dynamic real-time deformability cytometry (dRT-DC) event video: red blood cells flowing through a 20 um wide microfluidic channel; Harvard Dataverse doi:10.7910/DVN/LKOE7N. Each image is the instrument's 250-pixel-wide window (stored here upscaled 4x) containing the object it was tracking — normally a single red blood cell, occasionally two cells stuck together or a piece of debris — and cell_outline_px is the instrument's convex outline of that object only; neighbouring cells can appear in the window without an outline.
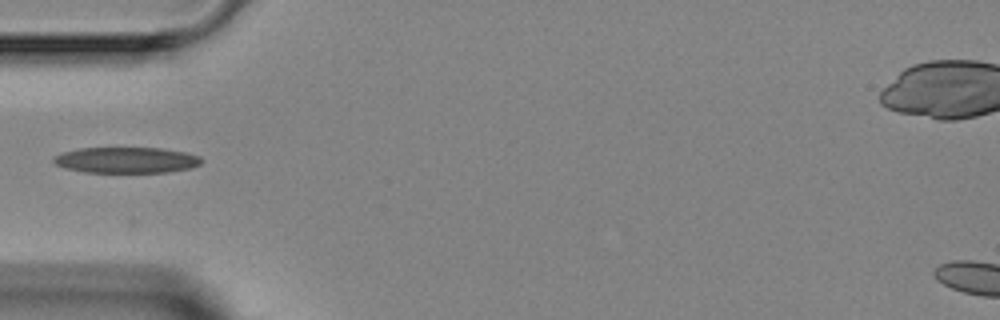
{"species": "Egyptian fruit bat (a non-hibernating species)", "species_latin": "Rousettus aegyptiacus", "temperature_condition": "room temperature", "stored_images_in_passage": 6, "camera_frame_rate_fps": 3000, "um_per_image_px": 0.085, "animal": {"sex": "female"}, "frame": {"image": 1, "passage_image": 5, "time_ms": 4.667, "image_size_px": [1000, 320], "cell_outline_px": [[204, 160], [200, 164], [192, 168], [168, 172], [84, 172], [64, 168], [56, 164], [52, 160], [52, 156], [60, 152], [80, 148], [160, 148], [184, 152], [200, 156]], "centroid_in_image_um": [10.72, 13.6], "position_along_channel_um": 74.3, "area_um2": 22.48}}
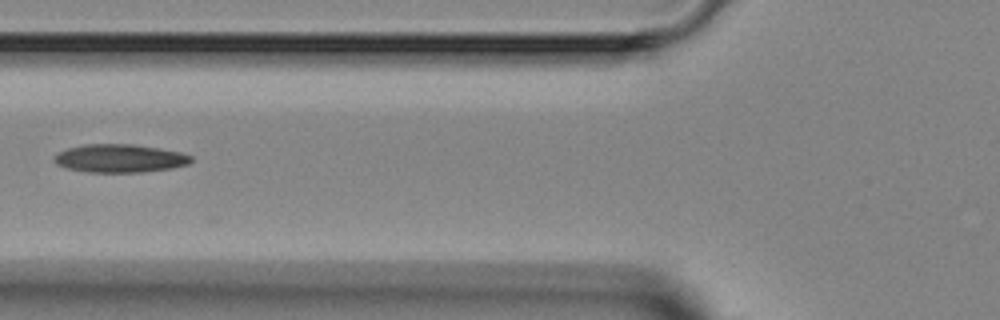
{"frame": {"image": 2, "passage_image": 6, "time_ms": 5.667, "image_size_px": [1000, 320], "cell_outline_px": [[192, 160], [188, 164], [172, 168], [140, 172], [88, 172], [64, 168], [56, 164], [52, 160], [52, 156], [68, 148], [84, 144], [132, 144], [160, 148], [180, 152], [192, 156]], "centroid_in_image_um": [10.14, 13.46], "position_along_channel_um": 115.7, "area_um2": 22.6}}